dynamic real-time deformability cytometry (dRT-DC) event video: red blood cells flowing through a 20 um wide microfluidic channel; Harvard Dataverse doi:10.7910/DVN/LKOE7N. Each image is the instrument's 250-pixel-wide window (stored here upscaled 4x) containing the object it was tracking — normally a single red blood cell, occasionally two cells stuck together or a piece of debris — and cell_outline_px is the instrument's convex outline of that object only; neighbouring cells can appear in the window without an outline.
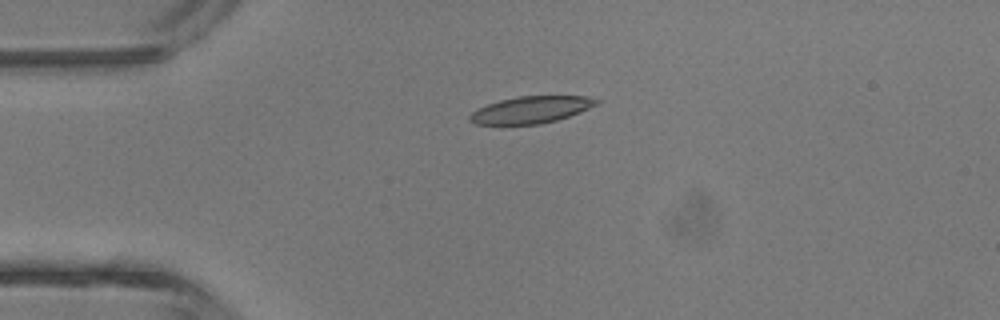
{"species": "common noctule bat (a hibernating species)", "species_latin": "Nyctalus noctula", "temperature_condition": "room temperature", "stored_images_in_passage": 5, "camera_frame_rate_fps": 3000, "um_per_image_px": 0.085, "animal": {"sex": "male", "body_mass_g": 13.3}, "frame": {"image": 1, "passage_image": 4, "time_ms": 3.333, "image_size_px": [1000, 320], "cell_outline_px": [[600, 100], [596, 104], [580, 112], [556, 120], [540, 124], [476, 124], [468, 120], [468, 116], [472, 112], [488, 104], [500, 100], [520, 96], [588, 96]], "centroid_in_image_um": [45.13, 9.33], "position_along_channel_um": 39.9, "area_um2": 19.59}}